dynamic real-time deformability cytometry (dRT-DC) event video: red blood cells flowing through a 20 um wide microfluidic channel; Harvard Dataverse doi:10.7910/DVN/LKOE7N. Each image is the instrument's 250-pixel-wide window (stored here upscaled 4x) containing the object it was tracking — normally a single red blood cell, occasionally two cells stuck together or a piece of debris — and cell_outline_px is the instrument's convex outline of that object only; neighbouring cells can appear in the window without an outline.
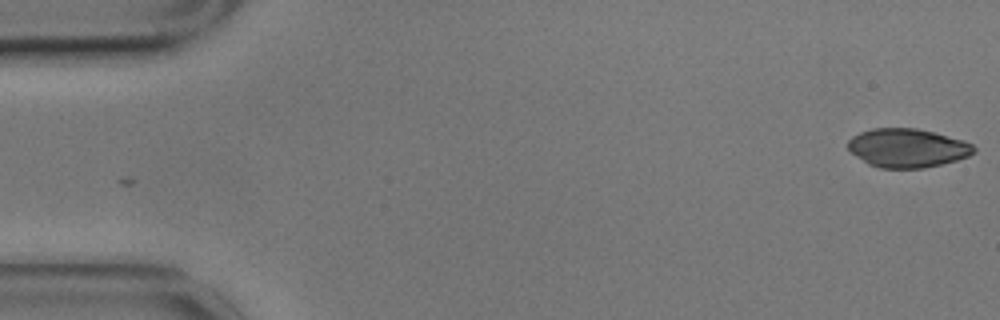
{"species": "common noctule bat (a hibernating species)", "species_latin": "Nyctalus noctula", "temperature_condition": "cold", "stored_images_in_passage": 56, "camera_frame_rate_fps": 3000, "um_per_image_px": 0.085, "animal": {"sex": "male", "body_mass_g": 17.9}, "frame": {"image": 1, "passage_image": 1, "time_ms": 0.0, "image_size_px": [1000, 320], "cell_outline_px": [[976, 152], [968, 156], [956, 160], [924, 168], [880, 168], [868, 164], [852, 152], [848, 148], [848, 140], [852, 136], [860, 132], [872, 128], [916, 128], [936, 132], [964, 140], [972, 144], [976, 148]], "centroid_in_image_um": [77.15, 12.57], "position_along_channel_um": 7.9, "area_um2": 28.5}}